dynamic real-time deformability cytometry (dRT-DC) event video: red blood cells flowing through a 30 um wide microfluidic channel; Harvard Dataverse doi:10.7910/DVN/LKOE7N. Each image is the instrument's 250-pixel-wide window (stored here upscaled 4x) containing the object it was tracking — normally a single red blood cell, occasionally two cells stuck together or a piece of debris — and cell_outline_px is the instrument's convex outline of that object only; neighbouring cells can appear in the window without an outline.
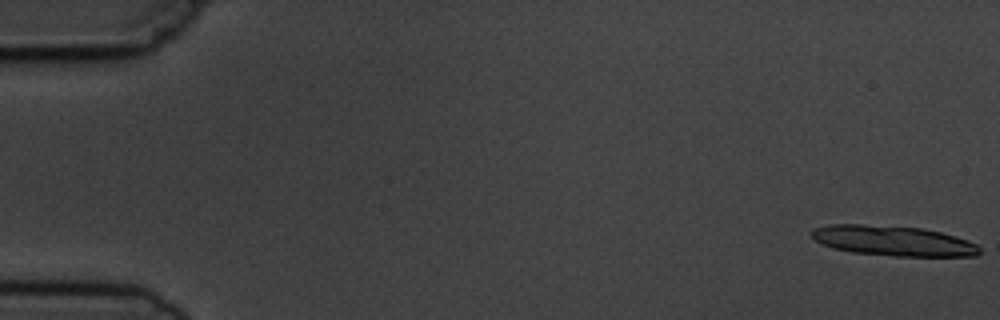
{"species": "common noctule bat (a hibernating species)", "species_latin": "Nyctalus noctula", "temperature_condition": "cold", "stored_images_in_passage": 7, "camera_frame_rate_fps": 3000, "um_per_image_px": 0.085, "animal": {"sex": "male", "body_mass_g": 19.5, "forearm_length_mm": 54.6}, "frame": {"image": 1, "passage_image": 1, "time_ms": 0.0, "image_size_px": [1000, 320], "cell_outline_px": [[980, 252], [976, 256], [896, 256], [852, 252], [832, 248], [816, 240], [812, 236], [812, 228], [828, 224], [860, 224], [924, 228], [956, 236], [968, 240], [976, 244], [980, 248]], "centroid_in_image_um": [75.93, 20.46], "position_along_channel_um": 9.1, "area_um2": 29.48}}
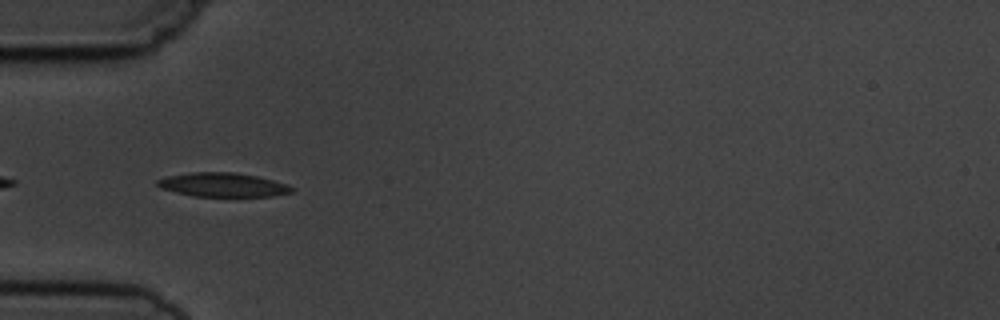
{"frame": {"image": 2, "passage_image": 6, "time_ms": 5.667, "image_size_px": [1000, 320], "cell_outline_px": [[292, 192], [272, 196], [192, 196], [160, 188], [156, 184], [156, 180], [168, 176], [192, 172], [236, 172], [256, 176], [288, 184], [292, 188]], "centroid_in_image_um": [18.91, 15.7], "position_along_channel_um": 66.1, "area_um2": 18.67}}
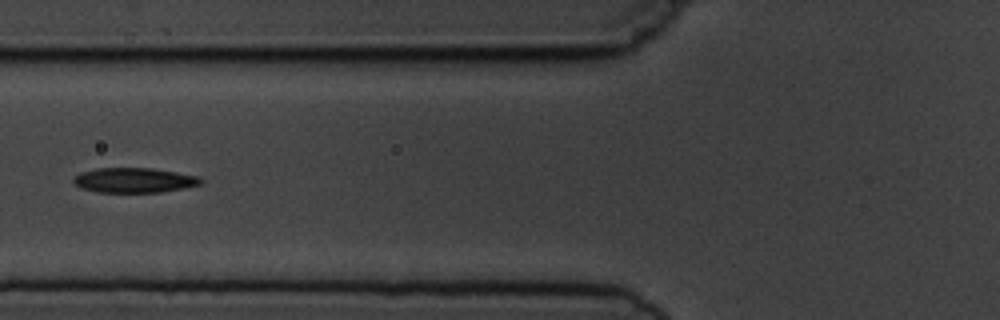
{"frame": {"image": 3, "passage_image": 7, "time_ms": 7.0, "image_size_px": [1000, 320], "cell_outline_px": [[204, 180], [200, 184], [184, 188], [160, 192], [100, 192], [80, 188], [72, 180], [80, 172], [96, 168], [152, 168], [200, 176]], "centroid_in_image_um": [11.42, 15.31], "position_along_channel_um": 114.4, "area_um2": 18.44}}